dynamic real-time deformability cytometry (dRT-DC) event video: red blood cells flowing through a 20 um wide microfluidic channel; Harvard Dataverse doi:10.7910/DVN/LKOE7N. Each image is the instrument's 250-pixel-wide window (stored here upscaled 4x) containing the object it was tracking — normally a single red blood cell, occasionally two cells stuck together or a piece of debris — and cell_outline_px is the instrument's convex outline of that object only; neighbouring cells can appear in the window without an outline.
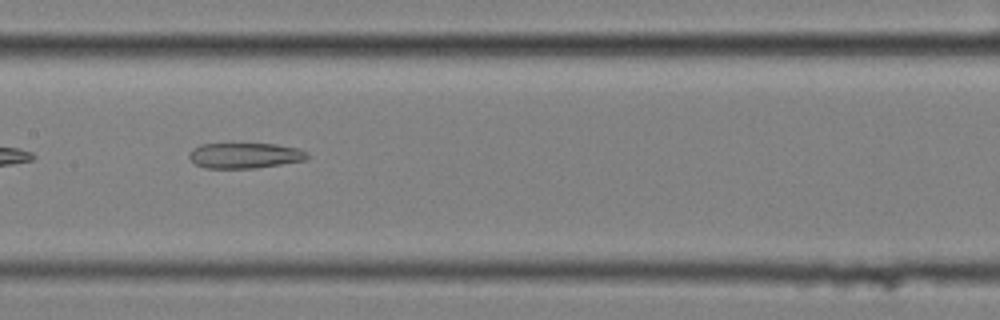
{"species": "common noctule bat (a hibernating species)", "species_latin": "Nyctalus noctula", "temperature_condition": "cold", "stored_images_in_passage": 14, "camera_frame_rate_fps": 3000, "um_per_image_px": 0.085, "animal": {"sex": "female", "body_mass_g": 25.1}, "frame": {"image": 1, "passage_image": 7, "time_ms": 2.0, "image_size_px": [1000, 320], "cell_outline_px": [[308, 156], [304, 160], [256, 168], [204, 168], [196, 164], [188, 156], [188, 152], [192, 148], [200, 144], [276, 144], [300, 148], [308, 152]], "centroid_in_image_um": [20.79, 13.21], "position_along_channel_um": 186.6, "area_um2": 17.57}}
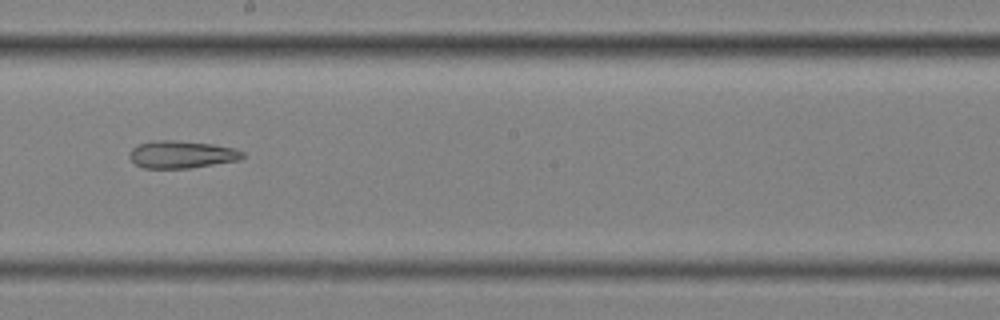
{"frame": {"image": 2, "passage_image": 8, "time_ms": 2.333, "image_size_px": [1000, 320], "cell_outline_px": [[244, 156], [240, 160], [188, 168], [144, 168], [136, 164], [128, 156], [128, 152], [136, 144], [152, 140], [172, 140], [212, 144], [236, 148], [244, 152]], "centroid_in_image_um": [15.42, 13.12], "position_along_channel_um": 232.8, "area_um2": 18.21}}
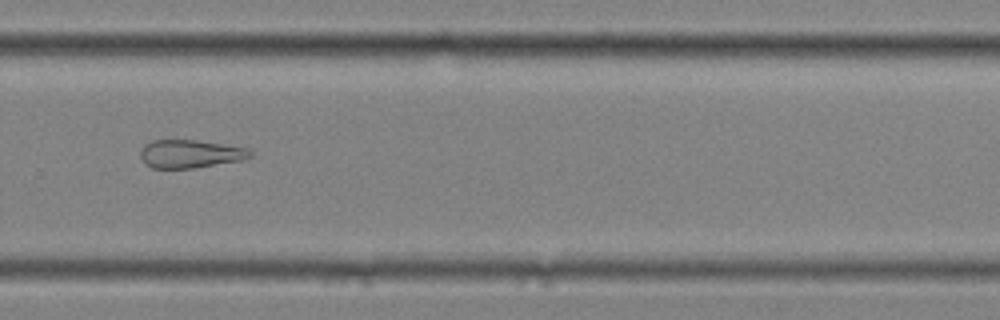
{"frame": {"image": 3, "passage_image": 10, "time_ms": 3.0, "image_size_px": [1000, 320], "cell_outline_px": [[252, 156], [244, 160], [192, 168], [152, 168], [144, 164], [140, 156], [140, 148], [144, 144], [152, 140], [196, 140], [248, 148], [252, 152]], "centroid_in_image_um": [16.14, 13.08], "position_along_channel_um": 313.7, "area_um2": 18.15}}